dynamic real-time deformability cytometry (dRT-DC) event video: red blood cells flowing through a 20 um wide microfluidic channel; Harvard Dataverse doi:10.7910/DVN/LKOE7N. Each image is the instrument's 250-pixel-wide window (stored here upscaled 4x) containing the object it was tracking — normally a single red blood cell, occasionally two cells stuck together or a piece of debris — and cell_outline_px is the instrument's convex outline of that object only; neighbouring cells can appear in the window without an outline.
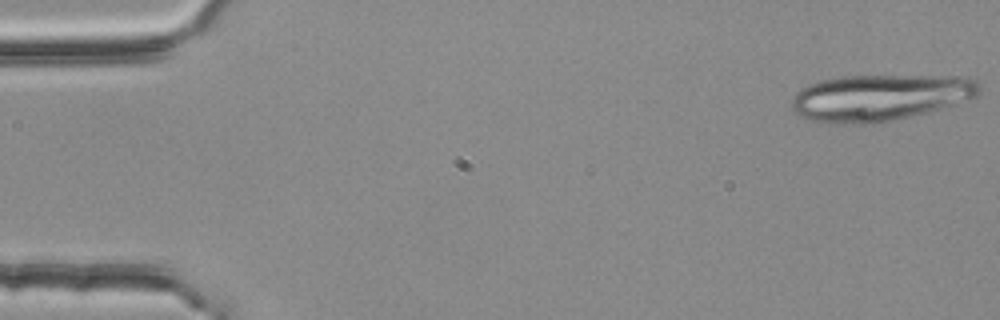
{"species": "common noctule bat (a hibernating species)", "species_latin": "Nyctalus noctula", "temperature_condition": "room temperature", "stored_images_in_passage": 18, "camera_frame_rate_fps": 3000, "um_per_image_px": 0.085, "animal": {"sex": "female", "body_mass_g": 25.1}, "frame": {"image": 1, "passage_image": 1, "time_ms": 0.0, "image_size_px": [1000, 320], "cell_outline_px": [[980, 96], [928, 112], [872, 124], [828, 124], [812, 120], [800, 116], [792, 112], [792, 96], [800, 88], [808, 84], [820, 80], [840, 76], [960, 76], [976, 80], [980, 84]], "centroid_in_image_um": [74.76, 8.29], "position_along_channel_um": 10.2, "area_um2": 51.21}}